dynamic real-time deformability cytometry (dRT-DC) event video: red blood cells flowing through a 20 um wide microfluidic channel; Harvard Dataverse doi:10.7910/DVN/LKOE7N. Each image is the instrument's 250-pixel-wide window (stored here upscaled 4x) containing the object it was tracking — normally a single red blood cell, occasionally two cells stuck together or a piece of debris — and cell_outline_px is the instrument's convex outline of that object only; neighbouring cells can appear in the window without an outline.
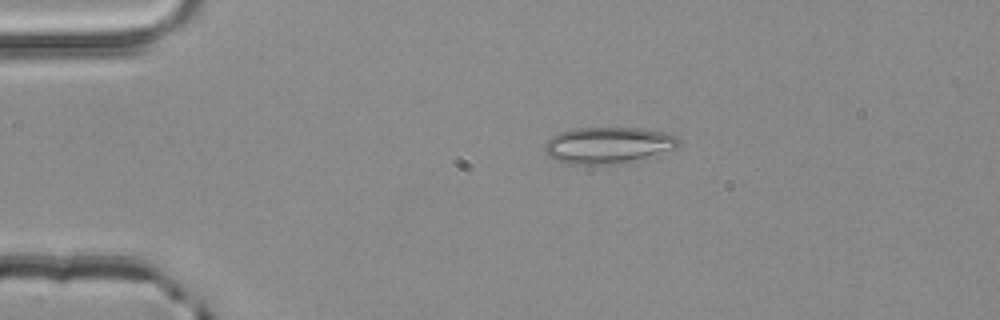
{"species": "common noctule bat (a hibernating species)", "species_latin": "Nyctalus noctula", "temperature_condition": "room temperature", "stored_images_in_passage": 3, "camera_frame_rate_fps": 3000, "um_per_image_px": 0.085, "animal": {"sex": "male", "body_mass_g": 20.4}, "frame": {"image": 1, "passage_image": 2, "time_ms": 0.333, "image_size_px": [1000, 320], "cell_outline_px": [[680, 144], [676, 148], [628, 164], [568, 164], [556, 160], [548, 156], [544, 152], [544, 144], [552, 136], [560, 132], [572, 128], [640, 128], [664, 132], [676, 136], [680, 140]], "centroid_in_image_um": [51.69, 12.36], "position_along_channel_um": 33.3, "area_um2": 28.9}}